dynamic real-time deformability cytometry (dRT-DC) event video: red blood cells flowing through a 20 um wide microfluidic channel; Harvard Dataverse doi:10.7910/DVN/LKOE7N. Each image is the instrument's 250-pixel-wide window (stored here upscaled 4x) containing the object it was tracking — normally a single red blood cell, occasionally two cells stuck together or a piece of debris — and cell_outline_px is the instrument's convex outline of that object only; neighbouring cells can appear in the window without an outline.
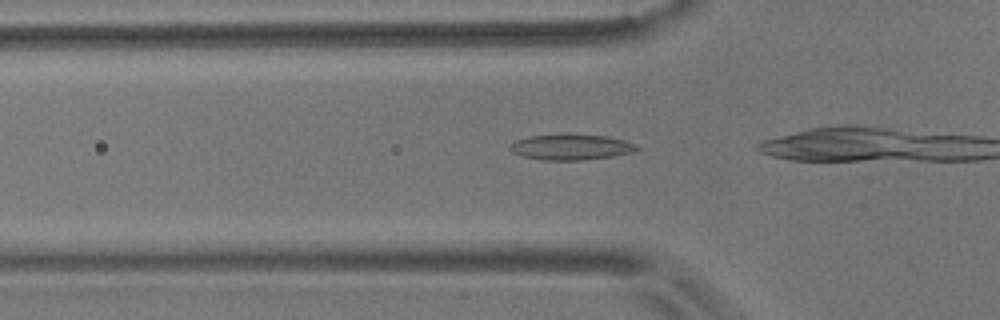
{"species": "common noctule bat (a hibernating species)", "species_latin": "Nyctalus noctula", "temperature_condition": "room temperature", "stored_images_in_passage": 15, "camera_frame_rate_fps": 3000, "um_per_image_px": 0.085, "animal": {"sex": "male", "body_mass_g": 17.9}, "frame": {"image": 1, "passage_image": 13, "time_ms": 4.0, "image_size_px": [1000, 320], "cell_outline_px": [[640, 148], [632, 152], [612, 156], [584, 160], [540, 160], [520, 156], [512, 152], [508, 148], [516, 140], [528, 136], [568, 132], [572, 132], [604, 136], [624, 140], [636, 144]], "centroid_in_image_um": [48.5, 12.47], "position_along_channel_um": 77.3, "area_um2": 19.54}}